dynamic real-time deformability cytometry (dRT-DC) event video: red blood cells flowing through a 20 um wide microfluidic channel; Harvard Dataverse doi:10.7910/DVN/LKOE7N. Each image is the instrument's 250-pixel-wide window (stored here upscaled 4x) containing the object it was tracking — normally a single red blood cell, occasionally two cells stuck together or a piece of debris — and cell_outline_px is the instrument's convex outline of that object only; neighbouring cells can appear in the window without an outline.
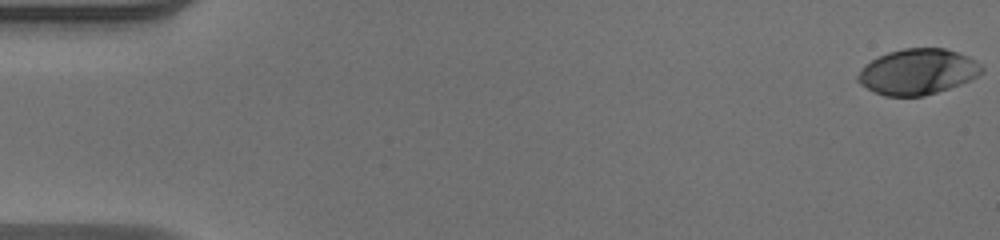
{"species": "human", "species_latin": "Homo sapiens", "temperature_condition": "warm", "stored_images_in_passage": 50, "camera_frame_rate_fps": 3000, "um_per_image_px": 0.085, "donor": {"sex": "male"}, "frame": {"image": 1, "passage_image": 1, "time_ms": 0.0, "image_size_px": [1000, 240], "cell_outline_px": [[984, 72], [960, 84], [924, 96], [884, 96], [860, 84], [856, 80], [856, 76], [864, 64], [888, 52], [904, 48], [944, 48], [968, 56], [976, 60], [984, 68]], "centroid_in_image_um": [77.99, 6.09], "position_along_channel_um": 7.0, "area_um2": 32.83}}
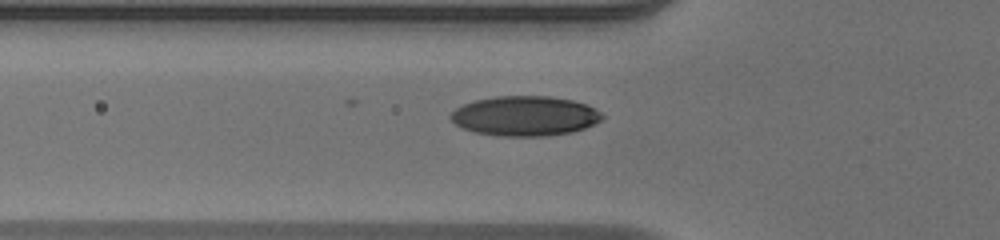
{"frame": {"image": 2, "passage_image": 18, "time_ms": 5.667, "image_size_px": [1000, 240], "cell_outline_px": [[604, 116], [596, 124], [572, 132], [548, 136], [496, 136], [476, 132], [464, 128], [456, 124], [448, 116], [456, 108], [464, 104], [476, 100], [496, 96], [548, 96], [572, 100], [596, 108]], "centroid_in_image_um": [44.63, 9.86], "position_along_channel_um": 81.2, "area_um2": 35.14}}
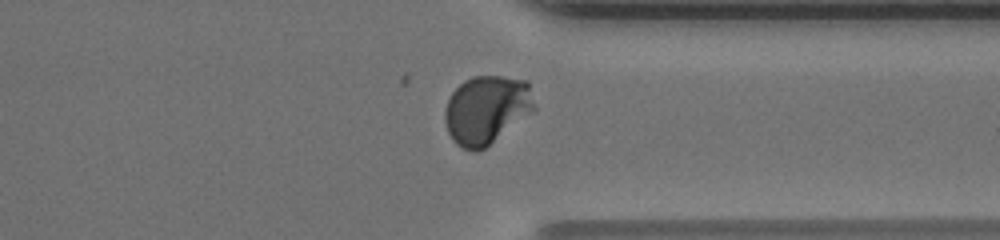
{"frame": {"image": 3, "passage_image": 39, "time_ms": 12.667, "image_size_px": [1000, 240], "cell_outline_px": [[536, 108], [532, 112], [484, 148], [476, 152], [472, 152], [456, 144], [452, 140], [448, 132], [444, 120], [444, 112], [448, 100], [452, 92], [464, 80], [472, 76], [500, 76], [528, 80]], "centroid_in_image_um": [41.35, 9.31], "position_along_channel_um": 370.1, "area_um2": 35.72}, "authors_computed_cell_mechanics": {"area_um2": 33.6685, "velocity_mm_per_s": 4.133, "shape_relaxation_time_tau1_ms": 3.3794, "shape_relaxation_time_tau2_ms": null, "deformation_change_tau1": 0.1742, "deformation_change_tau2": null}}